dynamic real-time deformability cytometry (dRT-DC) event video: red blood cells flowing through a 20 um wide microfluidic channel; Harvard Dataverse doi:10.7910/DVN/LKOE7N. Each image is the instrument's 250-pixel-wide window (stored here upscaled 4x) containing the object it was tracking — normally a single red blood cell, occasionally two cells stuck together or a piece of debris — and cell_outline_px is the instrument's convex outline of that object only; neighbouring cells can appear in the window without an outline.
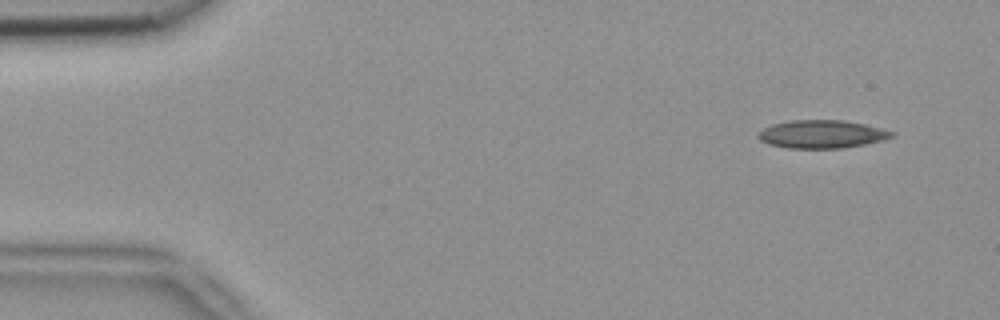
{"species": "common noctule bat (a hibernating species)", "species_latin": "Nyctalus noctula", "temperature_condition": "room temperature", "stored_images_in_passage": 4, "camera_frame_rate_fps": 3000, "um_per_image_px": 0.085, "animal": {"sex": "female", "body_mass_g": 18.4}, "frame": {"image": 1, "passage_image": 1, "time_ms": 0.0, "image_size_px": [1000, 320], "cell_outline_px": [[896, 132], [892, 136], [884, 140], [864, 144], [840, 148], [788, 148], [768, 144], [760, 140], [756, 136], [756, 132], [772, 124], [792, 120], [844, 120], [864, 124]], "centroid_in_image_um": [69.81, 11.4], "position_along_channel_um": 15.2, "area_um2": 21.85}}
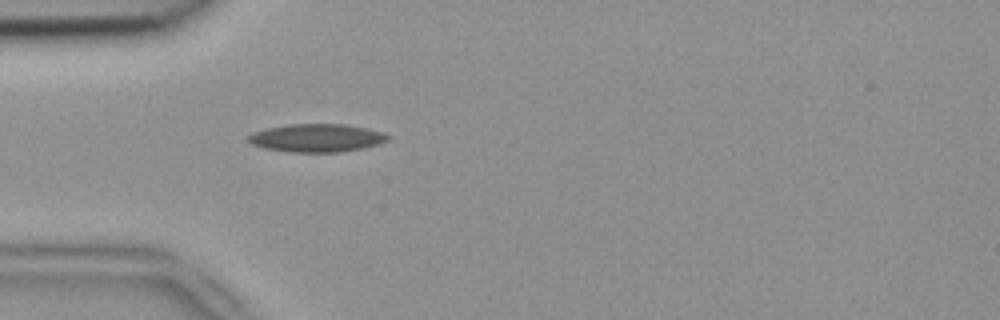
{"frame": {"image": 2, "passage_image": 4, "time_ms": 1.0, "image_size_px": [1000, 320], "cell_outline_px": [[392, 136], [388, 140], [380, 144], [344, 152], [292, 152], [264, 148], [252, 144], [248, 140], [248, 136], [252, 132], [268, 128], [288, 124], [344, 124], [368, 128]], "centroid_in_image_um": [26.95, 11.72], "position_along_channel_um": 58.1, "area_um2": 22.89}}